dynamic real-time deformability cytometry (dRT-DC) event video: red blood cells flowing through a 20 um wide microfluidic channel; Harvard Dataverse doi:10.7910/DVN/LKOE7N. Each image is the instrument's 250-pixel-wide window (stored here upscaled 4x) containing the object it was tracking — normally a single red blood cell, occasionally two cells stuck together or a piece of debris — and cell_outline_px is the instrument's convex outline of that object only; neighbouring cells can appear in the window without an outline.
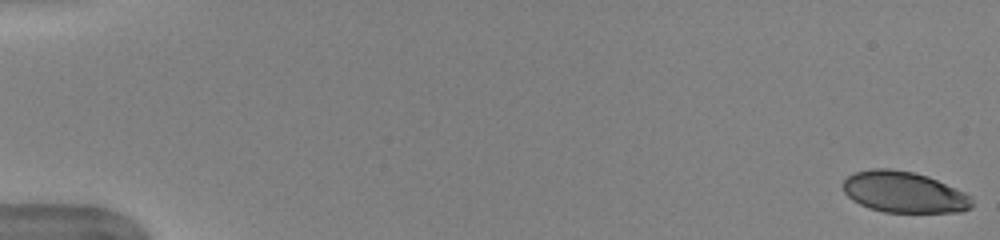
{"species": "human", "species_latin": "Homo sapiens", "temperature_condition": "warm", "stored_images_in_passage": 52, "camera_frame_rate_fps": 3000, "um_per_image_px": 0.085, "donor": {"sex": "female"}, "frame": {"image": 1, "passage_image": 1, "time_ms": 0.0, "image_size_px": [1000, 240], "cell_outline_px": [[972, 208], [960, 212], [884, 212], [868, 208], [852, 200], [844, 192], [844, 180], [848, 176], [856, 172], [872, 168], [888, 168], [912, 172], [928, 176], [964, 192], [972, 196]], "centroid_in_image_um": [76.85, 16.34], "position_along_channel_um": 8.2, "area_um2": 30.87}}
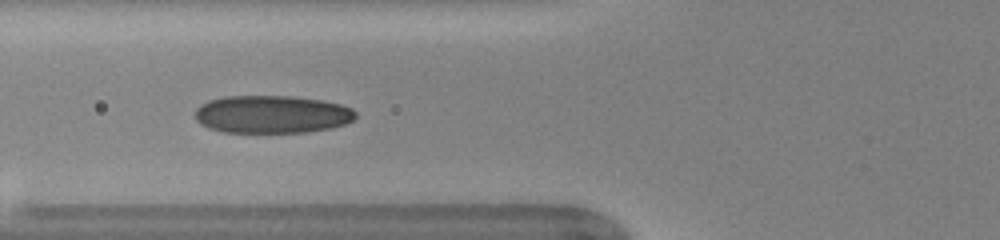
{"frame": {"image": 2, "passage_image": 21, "time_ms": 6.667, "image_size_px": [1000, 240], "cell_outline_px": [[356, 116], [352, 120], [344, 124], [332, 128], [308, 132], [224, 132], [208, 128], [200, 124], [196, 120], [196, 108], [200, 104], [208, 100], [224, 96], [292, 96], [320, 100], [340, 104], [352, 108], [356, 112]], "centroid_in_image_um": [23.09, 9.71], "position_along_channel_um": 102.7, "area_um2": 35.49}}
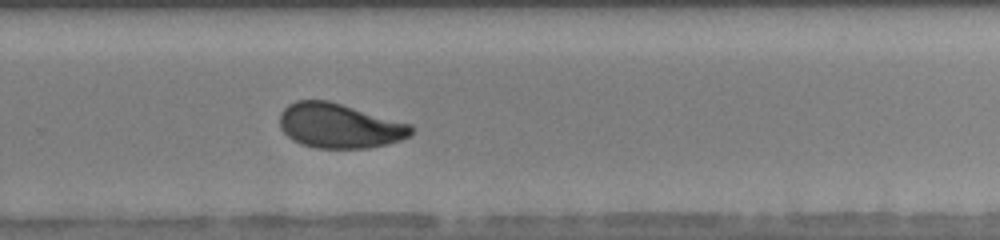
{"frame": {"image": 3, "passage_image": 36, "time_ms": 11.667, "image_size_px": [1000, 240], "cell_outline_px": [[412, 132], [408, 136], [400, 140], [388, 144], [368, 148], [316, 148], [300, 144], [292, 140], [280, 128], [280, 112], [288, 104], [296, 100], [328, 100], [412, 124]], "centroid_in_image_um": [28.83, 10.69], "position_along_channel_um": 301.0, "area_um2": 34.33}, "authors_computed_cell_mechanics": {"area_um2": 34.0731, "velocity_mm_per_s": 3.9683, "shape_relaxation_time_tau1_ms": 3.6178, "shape_relaxation_time_tau2_ms": 0.9705, "deformation_change_tau1": 0.1351, "deformation_change_tau2": 0.0599}}